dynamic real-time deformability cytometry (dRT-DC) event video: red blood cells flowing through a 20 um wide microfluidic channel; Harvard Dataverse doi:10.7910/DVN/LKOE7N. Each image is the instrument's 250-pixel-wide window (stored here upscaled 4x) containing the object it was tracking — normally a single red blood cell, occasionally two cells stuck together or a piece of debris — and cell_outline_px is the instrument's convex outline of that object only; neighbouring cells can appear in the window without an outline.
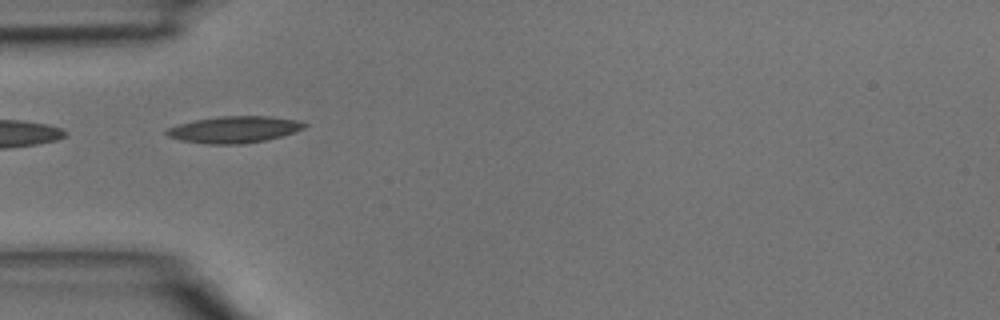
{"species": "common noctule bat (a hibernating species)", "species_latin": "Nyctalus noctula", "temperature_condition": "room temperature", "stored_images_in_passage": 3, "camera_frame_rate_fps": 3000, "um_per_image_px": 0.085, "animal": {"sex": "male", "body_mass_g": 15.6}, "frame": {"image": 1, "passage_image": 2, "time_ms": 0.333, "image_size_px": [1000, 320], "cell_outline_px": [[308, 124], [304, 128], [280, 136], [264, 140], [240, 144], [208, 144], [180, 140], [168, 136], [164, 132], [168, 128], [180, 124], [196, 120], [220, 116], [268, 116], [300, 120]], "centroid_in_image_um": [19.91, 11.0], "position_along_channel_um": 65.1, "area_um2": 21.15}}